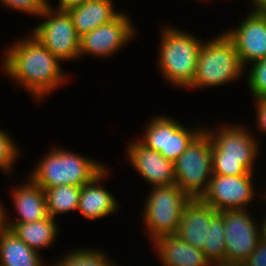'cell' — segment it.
Masks as SVG:
<instances>
[{"mask_svg": "<svg viewBox=\"0 0 266 266\" xmlns=\"http://www.w3.org/2000/svg\"><path fill=\"white\" fill-rule=\"evenodd\" d=\"M5 58L7 74L38 97L49 93L64 80L59 59L34 36L17 43Z\"/></svg>", "mask_w": 266, "mask_h": 266, "instance_id": "6da1fadb", "label": "cell"}, {"mask_svg": "<svg viewBox=\"0 0 266 266\" xmlns=\"http://www.w3.org/2000/svg\"><path fill=\"white\" fill-rule=\"evenodd\" d=\"M40 162L30 179L43 189L61 185L82 187L105 169L99 163L61 149Z\"/></svg>", "mask_w": 266, "mask_h": 266, "instance_id": "7a4b0ae2", "label": "cell"}, {"mask_svg": "<svg viewBox=\"0 0 266 266\" xmlns=\"http://www.w3.org/2000/svg\"><path fill=\"white\" fill-rule=\"evenodd\" d=\"M218 133L214 136L208 132L212 144V174L252 175V163L258 149L253 137L238 127H225Z\"/></svg>", "mask_w": 266, "mask_h": 266, "instance_id": "3957f363", "label": "cell"}, {"mask_svg": "<svg viewBox=\"0 0 266 266\" xmlns=\"http://www.w3.org/2000/svg\"><path fill=\"white\" fill-rule=\"evenodd\" d=\"M243 66L233 41L223 34L203 43L199 52L196 74L189 86H217L239 77Z\"/></svg>", "mask_w": 266, "mask_h": 266, "instance_id": "277c9868", "label": "cell"}, {"mask_svg": "<svg viewBox=\"0 0 266 266\" xmlns=\"http://www.w3.org/2000/svg\"><path fill=\"white\" fill-rule=\"evenodd\" d=\"M204 131L174 162L175 184L191 198H201L213 175L211 137Z\"/></svg>", "mask_w": 266, "mask_h": 266, "instance_id": "5b68a950", "label": "cell"}, {"mask_svg": "<svg viewBox=\"0 0 266 266\" xmlns=\"http://www.w3.org/2000/svg\"><path fill=\"white\" fill-rule=\"evenodd\" d=\"M160 68L169 81L189 87L196 74L202 43L195 37L175 29H165L162 35Z\"/></svg>", "mask_w": 266, "mask_h": 266, "instance_id": "8992f818", "label": "cell"}, {"mask_svg": "<svg viewBox=\"0 0 266 266\" xmlns=\"http://www.w3.org/2000/svg\"><path fill=\"white\" fill-rule=\"evenodd\" d=\"M153 189L146 203L144 220L155 241L164 235H176L185 205L191 197L176 184Z\"/></svg>", "mask_w": 266, "mask_h": 266, "instance_id": "52a82bcc", "label": "cell"}, {"mask_svg": "<svg viewBox=\"0 0 266 266\" xmlns=\"http://www.w3.org/2000/svg\"><path fill=\"white\" fill-rule=\"evenodd\" d=\"M50 9V6H48L41 14L49 16V19L35 28L33 36L59 60L78 57L80 37L69 13L57 10L54 15Z\"/></svg>", "mask_w": 266, "mask_h": 266, "instance_id": "ba28073f", "label": "cell"}, {"mask_svg": "<svg viewBox=\"0 0 266 266\" xmlns=\"http://www.w3.org/2000/svg\"><path fill=\"white\" fill-rule=\"evenodd\" d=\"M221 213L225 226L226 266H240L255 250L260 233L244 209Z\"/></svg>", "mask_w": 266, "mask_h": 266, "instance_id": "9c48e42d", "label": "cell"}, {"mask_svg": "<svg viewBox=\"0 0 266 266\" xmlns=\"http://www.w3.org/2000/svg\"><path fill=\"white\" fill-rule=\"evenodd\" d=\"M202 131L189 132L172 119L158 117L147 127L145 142L140 143L174 163Z\"/></svg>", "mask_w": 266, "mask_h": 266, "instance_id": "30bf717a", "label": "cell"}, {"mask_svg": "<svg viewBox=\"0 0 266 266\" xmlns=\"http://www.w3.org/2000/svg\"><path fill=\"white\" fill-rule=\"evenodd\" d=\"M252 175L223 176L213 174L201 199L218 212L244 209L253 197Z\"/></svg>", "mask_w": 266, "mask_h": 266, "instance_id": "8fae6325", "label": "cell"}, {"mask_svg": "<svg viewBox=\"0 0 266 266\" xmlns=\"http://www.w3.org/2000/svg\"><path fill=\"white\" fill-rule=\"evenodd\" d=\"M255 5L254 12L236 31L226 33L235 45L242 66L246 61L266 58V10Z\"/></svg>", "mask_w": 266, "mask_h": 266, "instance_id": "7c38bea8", "label": "cell"}, {"mask_svg": "<svg viewBox=\"0 0 266 266\" xmlns=\"http://www.w3.org/2000/svg\"><path fill=\"white\" fill-rule=\"evenodd\" d=\"M123 14H118L110 22L102 24L89 33L80 37V50L81 53H92L100 56L112 54L130 37L133 36V28Z\"/></svg>", "mask_w": 266, "mask_h": 266, "instance_id": "4fadbf2b", "label": "cell"}, {"mask_svg": "<svg viewBox=\"0 0 266 266\" xmlns=\"http://www.w3.org/2000/svg\"><path fill=\"white\" fill-rule=\"evenodd\" d=\"M216 212V209L201 198H191L185 205L176 235L202 250L207 242L211 219Z\"/></svg>", "mask_w": 266, "mask_h": 266, "instance_id": "5bb4252c", "label": "cell"}, {"mask_svg": "<svg viewBox=\"0 0 266 266\" xmlns=\"http://www.w3.org/2000/svg\"><path fill=\"white\" fill-rule=\"evenodd\" d=\"M131 163L136 170L153 186L174 185V163L167 160L159 152L145 147L140 142L129 148Z\"/></svg>", "mask_w": 266, "mask_h": 266, "instance_id": "9a60e30c", "label": "cell"}, {"mask_svg": "<svg viewBox=\"0 0 266 266\" xmlns=\"http://www.w3.org/2000/svg\"><path fill=\"white\" fill-rule=\"evenodd\" d=\"M13 197L20 220L8 224V222L4 221L6 217L4 210H2V225L5 228L11 230L17 223L35 222L49 217L45 191L32 179L29 184L14 189Z\"/></svg>", "mask_w": 266, "mask_h": 266, "instance_id": "2e32d148", "label": "cell"}, {"mask_svg": "<svg viewBox=\"0 0 266 266\" xmlns=\"http://www.w3.org/2000/svg\"><path fill=\"white\" fill-rule=\"evenodd\" d=\"M164 266H207L211 261L201 249L181 240L177 235H164L155 240Z\"/></svg>", "mask_w": 266, "mask_h": 266, "instance_id": "e0dca14e", "label": "cell"}, {"mask_svg": "<svg viewBox=\"0 0 266 266\" xmlns=\"http://www.w3.org/2000/svg\"><path fill=\"white\" fill-rule=\"evenodd\" d=\"M67 12L79 37L110 22L119 14L114 11L111 0H87Z\"/></svg>", "mask_w": 266, "mask_h": 266, "instance_id": "ac0fdd59", "label": "cell"}, {"mask_svg": "<svg viewBox=\"0 0 266 266\" xmlns=\"http://www.w3.org/2000/svg\"><path fill=\"white\" fill-rule=\"evenodd\" d=\"M105 169L91 182L81 187L78 210L89 219L104 217L117 207L114 197L102 187L96 186L105 174ZM96 183V184H95Z\"/></svg>", "mask_w": 266, "mask_h": 266, "instance_id": "d6986e66", "label": "cell"}, {"mask_svg": "<svg viewBox=\"0 0 266 266\" xmlns=\"http://www.w3.org/2000/svg\"><path fill=\"white\" fill-rule=\"evenodd\" d=\"M0 257V266H42L38 253L4 226L0 228Z\"/></svg>", "mask_w": 266, "mask_h": 266, "instance_id": "ffe728a7", "label": "cell"}, {"mask_svg": "<svg viewBox=\"0 0 266 266\" xmlns=\"http://www.w3.org/2000/svg\"><path fill=\"white\" fill-rule=\"evenodd\" d=\"M56 223L50 216L40 221L17 223L11 230L31 249L49 246L56 236Z\"/></svg>", "mask_w": 266, "mask_h": 266, "instance_id": "44dd1931", "label": "cell"}, {"mask_svg": "<svg viewBox=\"0 0 266 266\" xmlns=\"http://www.w3.org/2000/svg\"><path fill=\"white\" fill-rule=\"evenodd\" d=\"M43 190L46 195L48 215L51 218L55 214L78 209L81 187L61 185Z\"/></svg>", "mask_w": 266, "mask_h": 266, "instance_id": "7402d4cb", "label": "cell"}, {"mask_svg": "<svg viewBox=\"0 0 266 266\" xmlns=\"http://www.w3.org/2000/svg\"><path fill=\"white\" fill-rule=\"evenodd\" d=\"M225 226L221 212H216L210 222L207 242L202 249L204 255L217 266H226Z\"/></svg>", "mask_w": 266, "mask_h": 266, "instance_id": "603a6c76", "label": "cell"}, {"mask_svg": "<svg viewBox=\"0 0 266 266\" xmlns=\"http://www.w3.org/2000/svg\"><path fill=\"white\" fill-rule=\"evenodd\" d=\"M98 251L79 250L70 253L68 257L59 262L57 266H113L108 264L107 260Z\"/></svg>", "mask_w": 266, "mask_h": 266, "instance_id": "cb8c5ba5", "label": "cell"}, {"mask_svg": "<svg viewBox=\"0 0 266 266\" xmlns=\"http://www.w3.org/2000/svg\"><path fill=\"white\" fill-rule=\"evenodd\" d=\"M254 63L248 76L249 87L255 99H266V58Z\"/></svg>", "mask_w": 266, "mask_h": 266, "instance_id": "d4e9b609", "label": "cell"}, {"mask_svg": "<svg viewBox=\"0 0 266 266\" xmlns=\"http://www.w3.org/2000/svg\"><path fill=\"white\" fill-rule=\"evenodd\" d=\"M11 139L0 130V168L9 169L17 154V147Z\"/></svg>", "mask_w": 266, "mask_h": 266, "instance_id": "484cf974", "label": "cell"}, {"mask_svg": "<svg viewBox=\"0 0 266 266\" xmlns=\"http://www.w3.org/2000/svg\"><path fill=\"white\" fill-rule=\"evenodd\" d=\"M5 5L31 14L41 15L49 6L46 0H0Z\"/></svg>", "mask_w": 266, "mask_h": 266, "instance_id": "4316f807", "label": "cell"}, {"mask_svg": "<svg viewBox=\"0 0 266 266\" xmlns=\"http://www.w3.org/2000/svg\"><path fill=\"white\" fill-rule=\"evenodd\" d=\"M240 266H266V242L259 240L253 253Z\"/></svg>", "mask_w": 266, "mask_h": 266, "instance_id": "83f0119b", "label": "cell"}, {"mask_svg": "<svg viewBox=\"0 0 266 266\" xmlns=\"http://www.w3.org/2000/svg\"><path fill=\"white\" fill-rule=\"evenodd\" d=\"M258 103V123H259V127L261 128V130H265L266 131V99H257Z\"/></svg>", "mask_w": 266, "mask_h": 266, "instance_id": "f1b7e54d", "label": "cell"}, {"mask_svg": "<svg viewBox=\"0 0 266 266\" xmlns=\"http://www.w3.org/2000/svg\"><path fill=\"white\" fill-rule=\"evenodd\" d=\"M60 11H68L72 8L83 5L87 0H59Z\"/></svg>", "mask_w": 266, "mask_h": 266, "instance_id": "f546056e", "label": "cell"}, {"mask_svg": "<svg viewBox=\"0 0 266 266\" xmlns=\"http://www.w3.org/2000/svg\"><path fill=\"white\" fill-rule=\"evenodd\" d=\"M260 240L266 242V220L264 221L263 226H262V231L260 233Z\"/></svg>", "mask_w": 266, "mask_h": 266, "instance_id": "4dcf8cb0", "label": "cell"}, {"mask_svg": "<svg viewBox=\"0 0 266 266\" xmlns=\"http://www.w3.org/2000/svg\"><path fill=\"white\" fill-rule=\"evenodd\" d=\"M255 4H257L260 8L266 10V0H256Z\"/></svg>", "mask_w": 266, "mask_h": 266, "instance_id": "1f68e13d", "label": "cell"}, {"mask_svg": "<svg viewBox=\"0 0 266 266\" xmlns=\"http://www.w3.org/2000/svg\"><path fill=\"white\" fill-rule=\"evenodd\" d=\"M2 206L0 205V228L2 227Z\"/></svg>", "mask_w": 266, "mask_h": 266, "instance_id": "d6a6232c", "label": "cell"}]
</instances>
